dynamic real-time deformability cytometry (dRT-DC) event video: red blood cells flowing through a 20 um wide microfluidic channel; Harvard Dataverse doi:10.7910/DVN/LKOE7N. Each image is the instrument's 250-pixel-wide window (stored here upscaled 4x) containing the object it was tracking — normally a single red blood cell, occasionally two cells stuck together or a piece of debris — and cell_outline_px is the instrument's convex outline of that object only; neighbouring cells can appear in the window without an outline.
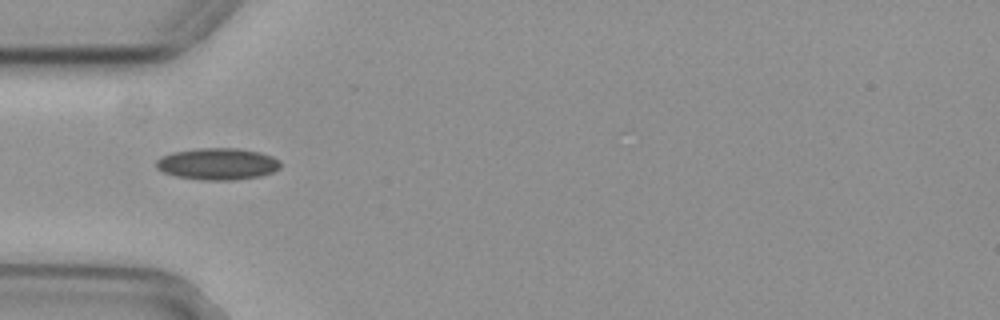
{"species": "common noctule bat (a hibernating species)", "species_latin": "Nyctalus noctula", "temperature_condition": "cold", "stored_images_in_passage": 34, "camera_frame_rate_fps": 3000, "um_per_image_px": 0.085, "animal": {"sex": "female", "body_mass_g": 29.2, "forearm_length_mm": 56.3}, "frame": {"image": 1, "passage_image": 1, "time_ms": 0.0, "image_size_px": [1000, 320], "cell_outline_px": [[280, 168], [272, 172], [260, 176], [236, 180], [200, 180], [176, 176], [164, 172], [156, 168], [156, 160], [160, 156], [172, 152], [196, 148], [240, 148], [260, 152], [272, 156], [280, 160]], "centroid_in_image_um": [18.49, 13.93], "position_along_channel_um": 66.5, "area_um2": 23.24}, "authors_computed_cell_mechanics": {"area_um2": 21.7039, "velocity_mm_per_s": 3.7164, "shape_relaxation_time_tau1_ms": 10.2001, "shape_relaxation_time_tau2_ms": 4.5333, "deformation_change_tau1": 0.1488, "deformation_change_tau2": 0.0962}}